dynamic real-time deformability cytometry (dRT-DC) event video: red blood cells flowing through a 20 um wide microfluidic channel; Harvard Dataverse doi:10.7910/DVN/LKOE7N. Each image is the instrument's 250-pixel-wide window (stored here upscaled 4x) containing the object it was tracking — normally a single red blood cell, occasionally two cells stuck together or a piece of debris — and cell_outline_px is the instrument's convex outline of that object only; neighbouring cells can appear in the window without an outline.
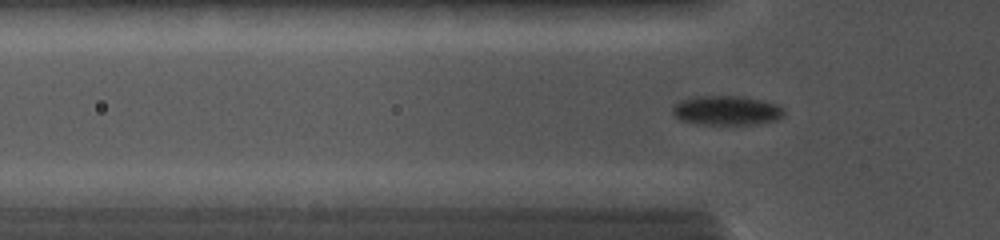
{"species": "common noctule bat (a hibernating species)", "species_latin": "Nyctalus noctula", "temperature_condition": "cold", "stored_images_in_passage": 73, "camera_frame_rate_fps": 5000, "um_per_image_px": 0.085, "animal": {"sex": "female", "body_mass_g": 19.0, "forearm_length_mm": 56.7}, "frame": {"image": 1, "passage_image": 25, "time_ms": 4.0, "image_size_px": [1000, 240], "cell_outline_px": [[784, 116], [776, 120], [752, 124], [696, 124], [680, 120], [672, 112], [672, 104], [680, 100], [692, 96], [744, 96], [776, 104], [784, 108]], "centroid_in_image_um": [61.72, 9.38], "position_along_channel_um": 64.1, "area_um2": 19.25}}
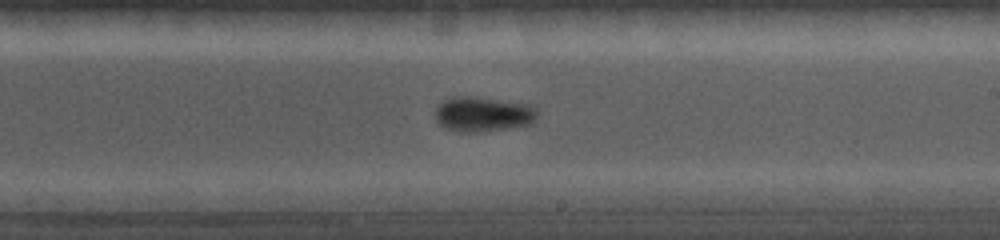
{"frame": {"image": 2, "passage_image": 50, "time_ms": 8.2, "image_size_px": [1000, 240], "cell_outline_px": [[536, 116], [532, 124], [480, 132], [456, 132], [444, 128], [436, 120], [436, 108], [444, 100], [452, 96], [476, 96], [532, 104], [536, 108]], "centroid_in_image_um": [41.05, 9.69], "position_along_channel_um": 247.9, "area_um2": 21.04}}
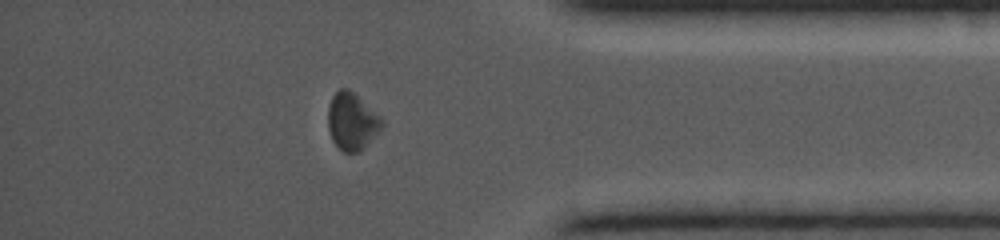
{"frame": {"image": 3, "passage_image": 68, "time_ms": 12.0, "image_size_px": [1000, 240], "cell_outline_px": [[384, 124], [364, 148], [356, 152], [344, 152], [332, 140], [328, 128], [328, 108], [332, 96], [340, 88], [348, 88], [380, 116], [384, 120]], "centroid_in_image_um": [29.9, 10.31], "position_along_channel_um": 405.3, "area_um2": 17.69}}